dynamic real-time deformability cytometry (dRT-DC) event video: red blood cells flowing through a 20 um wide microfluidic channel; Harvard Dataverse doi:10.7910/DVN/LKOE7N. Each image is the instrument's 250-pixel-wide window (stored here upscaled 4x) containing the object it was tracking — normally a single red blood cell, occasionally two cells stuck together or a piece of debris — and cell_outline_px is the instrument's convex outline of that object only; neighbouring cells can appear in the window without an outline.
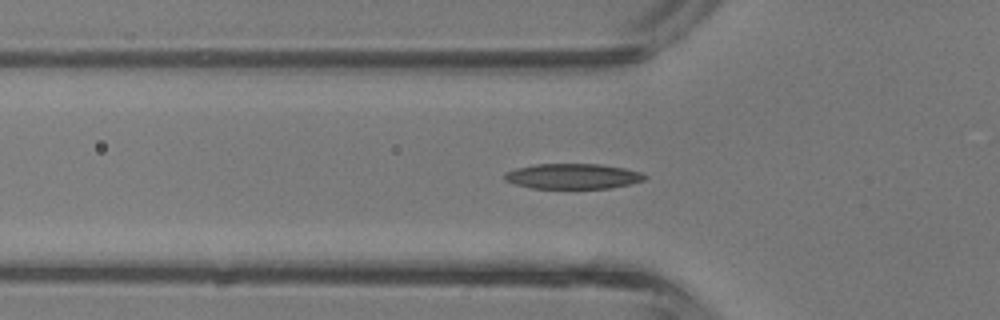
{"species": "common noctule bat (a hibernating species)", "species_latin": "Nyctalus noctula", "temperature_condition": "room temperature", "stored_images_in_passage": 25, "camera_frame_rate_fps": 3000, "um_per_image_px": 0.085, "animal": {"sex": "male", "body_mass_g": 13.3}, "frame": {"image": 1, "passage_image": 5, "time_ms": 1.333, "image_size_px": [1000, 320], "cell_outline_px": [[648, 176], [644, 180], [628, 184], [608, 188], [532, 188], [516, 184], [504, 180], [504, 172], [516, 168], [536, 164], [600, 164], [624, 168], [640, 172]], "centroid_in_image_um": [48.67, 14.97], "position_along_channel_um": 77.1, "area_um2": 20.52}}
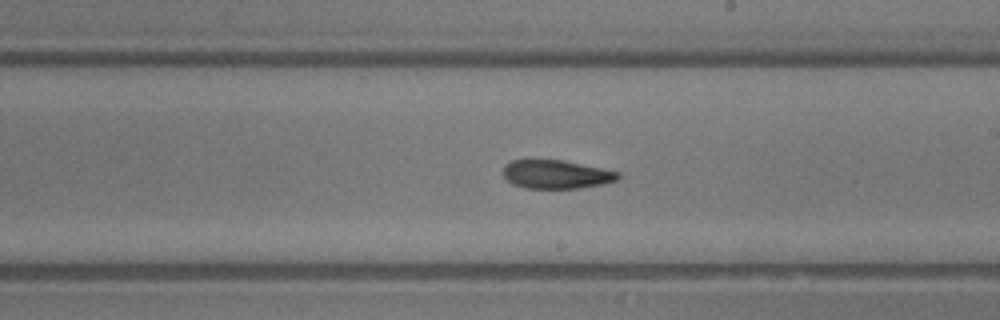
{"frame": {"image": 2, "passage_image": 15, "time_ms": 4.667, "image_size_px": [1000, 320], "cell_outline_px": [[620, 176], [616, 180], [600, 184], [580, 188], [524, 188], [512, 184], [504, 176], [504, 164], [512, 160], [528, 156], [532, 156], [560, 160], [620, 172]], "centroid_in_image_um": [47.17, 14.77], "position_along_channel_um": 241.8, "area_um2": 19.59}}
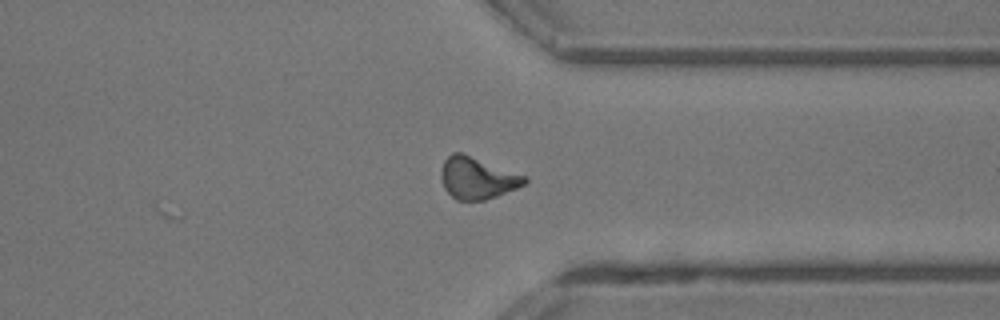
{"frame": {"image": 3, "passage_image": 23, "time_ms": 7.333, "image_size_px": [1000, 320], "cell_outline_px": [[528, 180], [524, 184], [516, 188], [496, 196], [484, 200], [456, 200], [444, 188], [440, 176], [440, 172], [444, 160], [452, 152], [460, 152], [528, 176]], "centroid_in_image_um": [40.56, 15.13], "position_along_channel_um": 370.8, "area_um2": 20.29}, "authors_computed_cell_mechanics": {"area_um2": 19.8254, "velocity_mm_per_s": 4.9106, "shape_relaxation_time_tau1_ms": 4.0781, "shape_relaxation_time_tau2_ms": 3.4364, "deformation_change_tau1": 0.1688, "deformation_change_tau2": 0.1303}}